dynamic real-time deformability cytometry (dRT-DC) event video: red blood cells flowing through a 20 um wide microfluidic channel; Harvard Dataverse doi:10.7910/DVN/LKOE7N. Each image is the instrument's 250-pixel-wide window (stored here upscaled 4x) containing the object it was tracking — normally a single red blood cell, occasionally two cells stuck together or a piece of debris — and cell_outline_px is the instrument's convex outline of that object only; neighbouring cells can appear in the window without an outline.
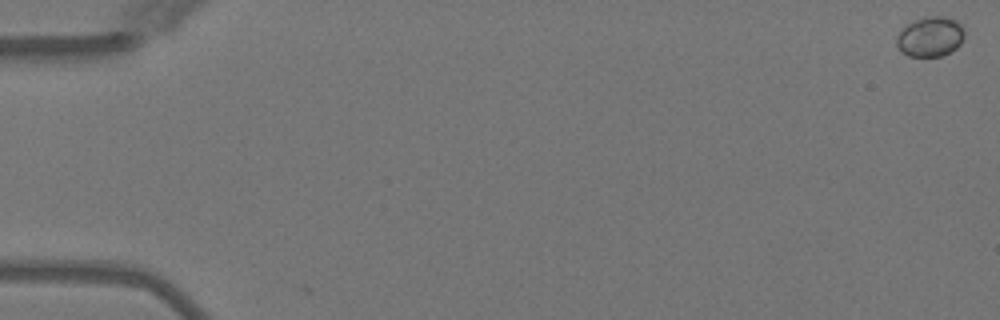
{"species": "Egyptian fruit bat (a non-hibernating species)", "species_latin": "Rousettus aegyptiacus", "temperature_condition": "warm", "stored_images_in_passage": 6, "segment_of_instrument_passage": [1, 2], "camera_frame_rate_fps": 3000, "um_per_image_px": 0.085, "animal": {"sex": "female"}, "frame": {"image": 1, "passage_image": 1, "time_ms": 0.0, "image_size_px": [1000, 320], "cell_outline_px": [[964, 36], [960, 44], [956, 48], [940, 56], [908, 56], [900, 52], [896, 44], [896, 36], [912, 20], [928, 16], [944, 16], [956, 20], [960, 24], [964, 32]], "centroid_in_image_um": [79.05, 3.11], "position_along_channel_um": 6.0, "area_um2": 15.78}}
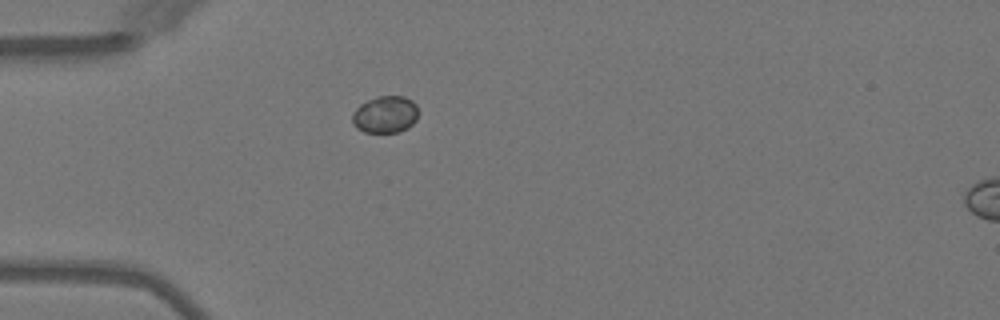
{"frame": {"image": 2, "passage_image": 5, "time_ms": 5.0, "image_size_px": [1000, 320], "cell_outline_px": [[420, 112], [416, 120], [408, 128], [400, 132], [364, 132], [356, 128], [352, 124], [352, 112], [360, 104], [368, 100], [380, 96], [404, 96], [412, 100], [416, 104]], "centroid_in_image_um": [32.76, 9.73], "position_along_channel_um": 52.2, "area_um2": 14.51}}